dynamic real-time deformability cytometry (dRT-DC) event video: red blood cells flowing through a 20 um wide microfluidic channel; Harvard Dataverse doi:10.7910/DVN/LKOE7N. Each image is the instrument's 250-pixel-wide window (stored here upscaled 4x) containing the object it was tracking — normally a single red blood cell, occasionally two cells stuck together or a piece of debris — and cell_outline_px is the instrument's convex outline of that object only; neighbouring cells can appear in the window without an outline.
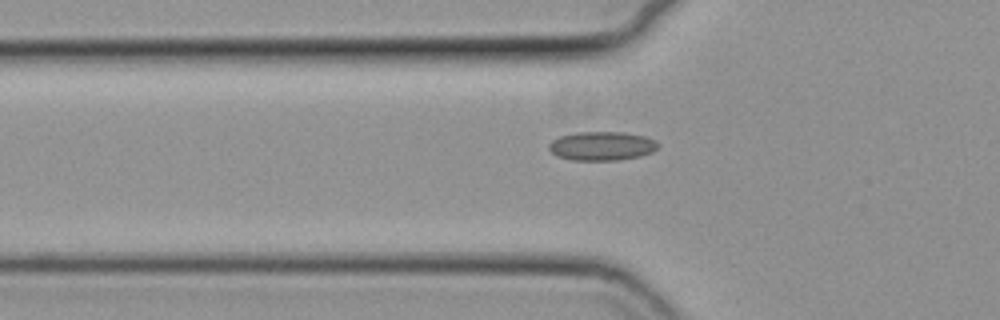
{"species": "common noctule bat (a hibernating species)", "species_latin": "Nyctalus noctula", "temperature_condition": "cold", "stored_images_in_passage": 39, "camera_frame_rate_fps": 3000, "um_per_image_px": 0.085, "animal": {"sex": "female", "body_mass_g": 19.3, "forearm_length_mm": 54.1}, "frame": {"image": 1, "passage_image": 8, "time_ms": 2.333, "image_size_px": [1000, 320], "cell_outline_px": [[660, 144], [652, 152], [640, 156], [620, 160], [572, 160], [556, 156], [548, 148], [548, 144], [552, 140], [560, 136], [576, 132], [624, 132], [644, 136], [656, 140]], "centroid_in_image_um": [51.15, 12.41], "position_along_channel_um": 74.6, "area_um2": 18.5}}
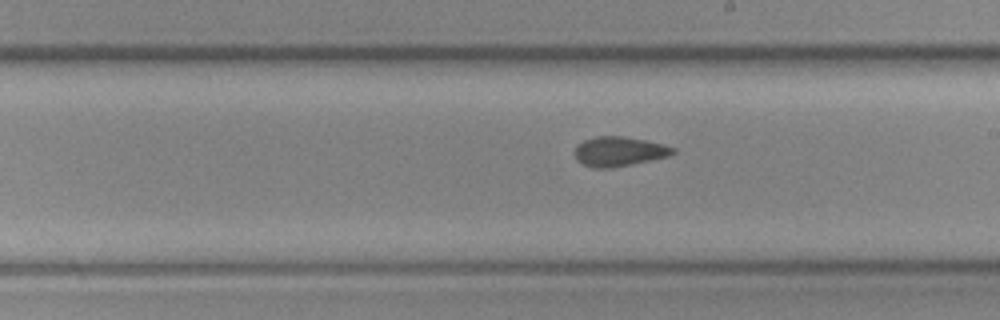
{"frame": {"image": 2, "passage_image": 21, "time_ms": 6.667, "image_size_px": [1000, 320], "cell_outline_px": [[676, 152], [668, 156], [632, 164], [612, 168], [592, 168], [576, 160], [572, 152], [576, 144], [584, 140], [596, 136], [624, 136], [644, 140], [676, 148]], "centroid_in_image_um": [52.55, 12.87], "position_along_channel_um": 236.5, "area_um2": 17.05}}
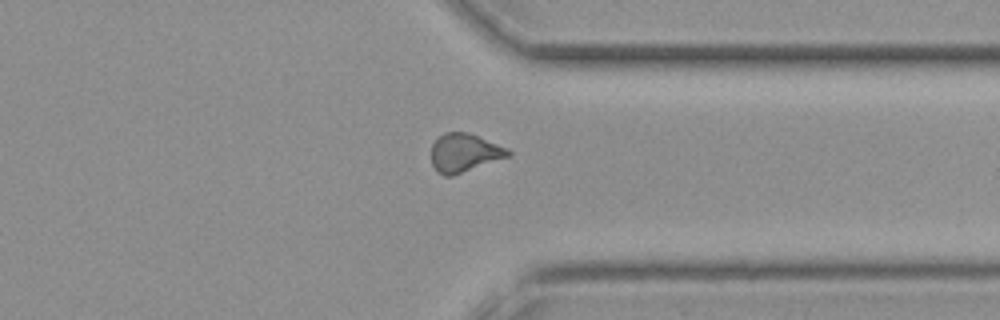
{"frame": {"image": 3, "passage_image": 32, "time_ms": 10.333, "image_size_px": [1000, 320], "cell_outline_px": [[512, 152], [508, 156], [452, 176], [444, 176], [432, 164], [432, 144], [444, 132], [468, 132], [508, 148]], "centroid_in_image_um": [39.47, 12.97], "position_along_channel_um": 371.9, "area_um2": 16.88}}